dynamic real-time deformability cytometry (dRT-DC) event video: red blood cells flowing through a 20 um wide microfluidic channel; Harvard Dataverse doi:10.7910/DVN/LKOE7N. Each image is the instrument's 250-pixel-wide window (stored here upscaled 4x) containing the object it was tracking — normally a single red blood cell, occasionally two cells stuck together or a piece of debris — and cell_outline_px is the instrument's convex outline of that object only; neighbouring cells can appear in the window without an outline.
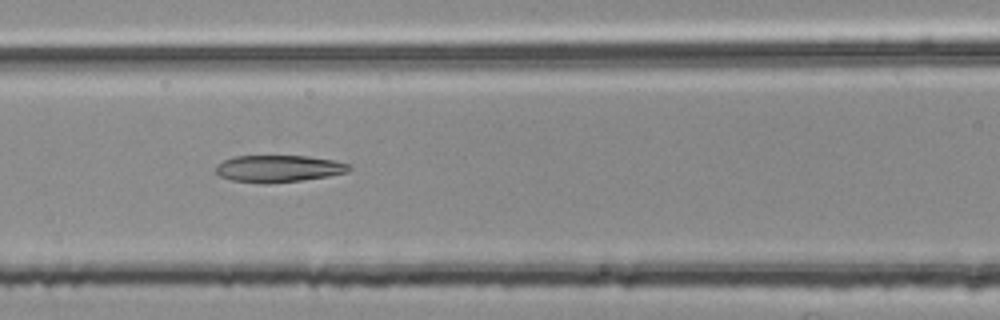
{"species": "common noctule bat (a hibernating species)", "species_latin": "Nyctalus noctula", "temperature_condition": "room temperature", "stored_images_in_passage": 44, "camera_frame_rate_fps": 3000, "um_per_image_px": 0.085, "animal": {"sex": "female", "body_mass_g": 25.1}, "frame": {"image": 1, "passage_image": 13, "time_ms": 4.0, "image_size_px": [1000, 320], "cell_outline_px": [[352, 168], [348, 172], [328, 176], [300, 180], [268, 184], [264, 184], [232, 180], [220, 176], [216, 172], [216, 164], [232, 156], [308, 156], [336, 160], [352, 164]], "centroid_in_image_um": [23.7, 14.33], "position_along_channel_um": 142.9, "area_um2": 21.15}}
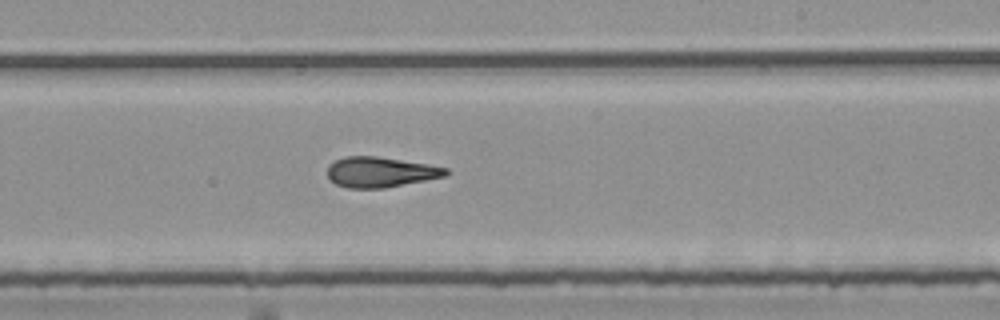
{"frame": {"image": 2, "passage_image": 22, "time_ms": 7.0, "image_size_px": [1000, 320], "cell_outline_px": [[452, 172], [444, 176], [384, 188], [348, 188], [336, 184], [328, 176], [328, 164], [344, 156], [376, 156], [428, 164], [448, 168]], "centroid_in_image_um": [32.34, 14.62], "position_along_channel_um": 256.7, "area_um2": 20.81}}
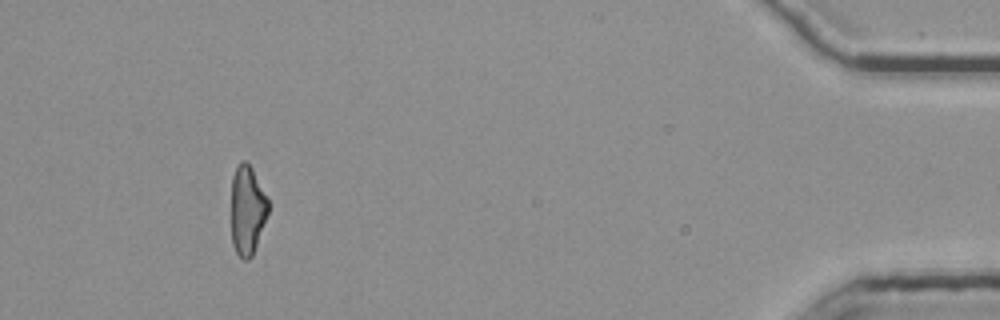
{"frame": {"image": 3, "passage_image": 40, "time_ms": 13.0, "image_size_px": [1000, 320], "cell_outline_px": [[268, 212], [252, 256], [248, 260], [244, 260], [236, 252], [232, 244], [232, 176], [240, 160], [244, 160], [252, 168], [268, 200]], "centroid_in_image_um": [21.01, 17.86], "position_along_channel_um": 414.2, "area_um2": 18.9}, "authors_computed_cell_mechanics": {"area_um2": 20.8947, "velocity_mm_per_s": 3.8001, "shape_relaxation_time_tau1_ms": null, "shape_relaxation_time_tau2_ms": 3.502, "deformation_change_tau1": null, "deformation_change_tau2": 0.1526}}